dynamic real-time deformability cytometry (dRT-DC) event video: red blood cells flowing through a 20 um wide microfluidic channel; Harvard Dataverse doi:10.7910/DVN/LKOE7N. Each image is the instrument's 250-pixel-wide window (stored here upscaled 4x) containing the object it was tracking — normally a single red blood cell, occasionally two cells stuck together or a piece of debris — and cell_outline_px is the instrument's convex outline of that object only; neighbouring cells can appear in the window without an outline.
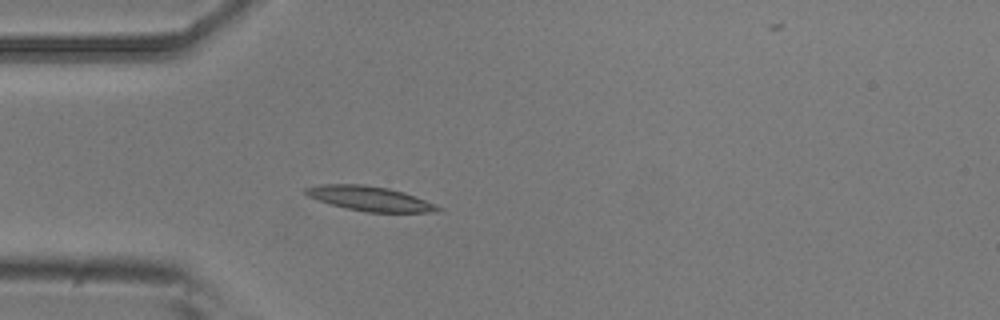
{"species": "common noctule bat (a hibernating species)", "species_latin": "Nyctalus noctula", "temperature_condition": "room temperature", "stored_images_in_passage": 5, "camera_frame_rate_fps": 3000, "um_per_image_px": 0.085, "animal": {"sex": "male", "body_mass_g": 20.5, "forearm_length_mm": 52.5}, "frame": {"image": 1, "passage_image": 4, "time_ms": 1.0, "image_size_px": [1000, 320], "cell_outline_px": [[444, 208], [440, 212], [368, 212], [348, 208], [332, 204], [308, 196], [304, 192], [304, 188], [320, 184], [364, 184], [388, 188], [404, 192], [436, 204]], "centroid_in_image_um": [31.49, 16.87], "position_along_channel_um": 53.5, "area_um2": 18.9}}